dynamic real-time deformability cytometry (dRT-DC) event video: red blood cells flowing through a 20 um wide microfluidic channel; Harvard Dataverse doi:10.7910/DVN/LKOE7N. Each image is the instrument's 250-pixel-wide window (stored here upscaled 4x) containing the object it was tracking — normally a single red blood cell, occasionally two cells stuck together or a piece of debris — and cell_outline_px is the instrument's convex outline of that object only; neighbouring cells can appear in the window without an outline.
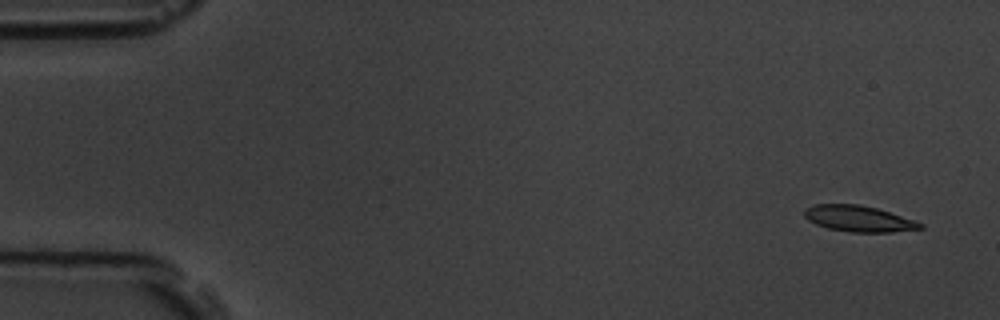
{"species": "common noctule bat (a hibernating species)", "species_latin": "Nyctalus noctula", "temperature_condition": "room temperature", "stored_images_in_passage": 6, "segment_of_instrument_passage": [1, 2], "camera_frame_rate_fps": 3000, "um_per_image_px": 0.085, "animal": {"sex": "male", "body_mass_g": 19.5, "forearm_length_mm": 54.6}, "frame": {"image": 1, "passage_image": 1, "time_ms": 0.0, "image_size_px": [1000, 320], "cell_outline_px": [[924, 228], [892, 232], [848, 232], [828, 228], [816, 224], [808, 220], [804, 216], [804, 208], [816, 204], [860, 204], [876, 208], [924, 224]], "centroid_in_image_um": [72.94, 18.59], "position_along_channel_um": 12.1, "area_um2": 17.46}}
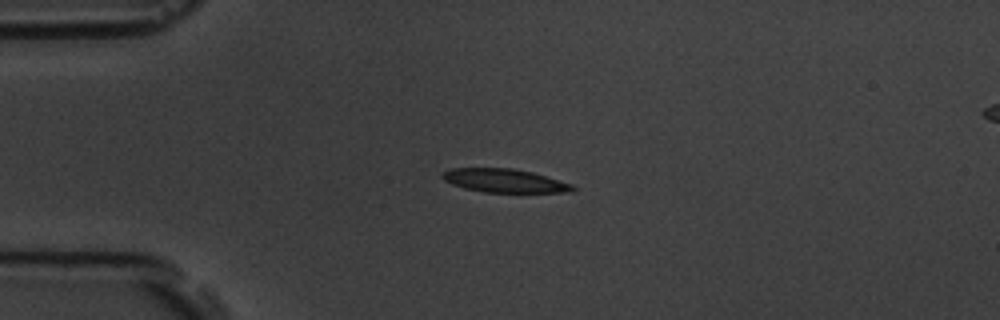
{"frame": {"image": 2, "passage_image": 4, "time_ms": 3.667, "image_size_px": [1000, 320], "cell_outline_px": [[576, 192], [484, 192], [464, 188], [452, 184], [444, 180], [440, 176], [444, 172], [452, 168], [512, 168], [532, 172], [572, 184], [576, 188]], "centroid_in_image_um": [42.89, 15.36], "position_along_channel_um": 42.1, "area_um2": 17.8}}